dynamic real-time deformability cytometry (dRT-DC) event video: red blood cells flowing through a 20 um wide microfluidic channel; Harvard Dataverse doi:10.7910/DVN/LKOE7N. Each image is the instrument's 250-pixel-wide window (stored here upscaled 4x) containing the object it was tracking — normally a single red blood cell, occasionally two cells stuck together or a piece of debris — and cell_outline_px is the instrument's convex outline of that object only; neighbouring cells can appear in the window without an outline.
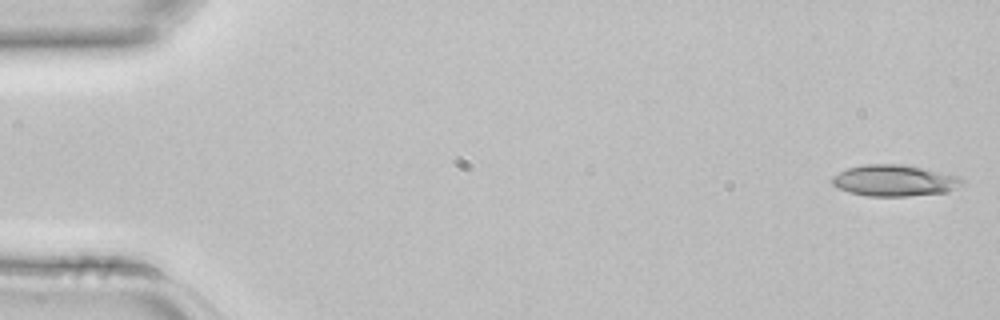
{"species": "common noctule bat (a hibernating species)", "species_latin": "Nyctalus noctula", "temperature_condition": "room temperature", "stored_images_in_passage": 5, "camera_frame_rate_fps": 3000, "um_per_image_px": 0.085, "animal": {"sex": "female", "body_mass_g": 22.7, "forearm_length_mm": 54.2}, "frame": {"image": 1, "passage_image": 1, "time_ms": 0.0, "image_size_px": [1000, 320], "cell_outline_px": [[964, 180], [960, 184], [948, 192], [908, 196], [868, 196], [848, 192], [832, 184], [832, 176], [848, 168], [864, 164], [900, 164], [940, 172], [956, 176]], "centroid_in_image_um": [75.98, 15.35], "position_along_channel_um": 9.0, "area_um2": 23.35}}